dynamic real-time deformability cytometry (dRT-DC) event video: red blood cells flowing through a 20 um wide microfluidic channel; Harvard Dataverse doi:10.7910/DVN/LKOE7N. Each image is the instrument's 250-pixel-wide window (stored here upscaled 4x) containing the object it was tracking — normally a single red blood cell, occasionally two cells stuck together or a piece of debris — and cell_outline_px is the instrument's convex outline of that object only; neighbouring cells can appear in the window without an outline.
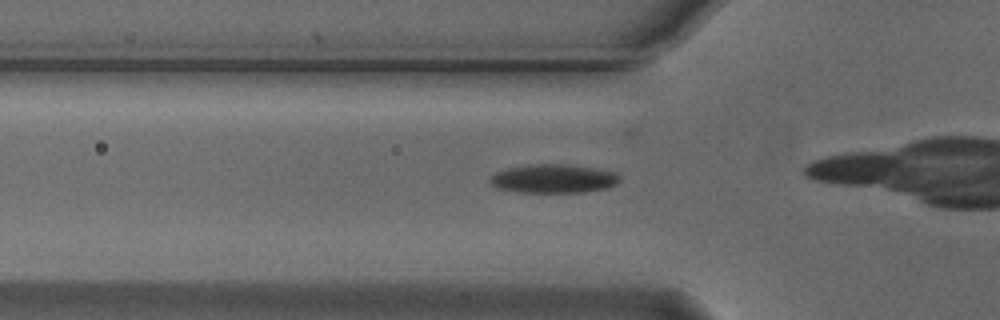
{"species": "Egyptian fruit bat (a non-hibernating species)", "species_latin": "Rousettus aegyptiacus", "temperature_condition": "cold", "stored_images_in_passage": 14, "camera_frame_rate_fps": 3000, "um_per_image_px": 0.085, "animal": {"sex": "male"}, "frame": {"image": 1, "passage_image": 10, "time_ms": 3.0, "image_size_px": [1000, 320], "cell_outline_px": [[620, 180], [616, 184], [608, 188], [584, 192], [520, 192], [496, 188], [488, 180], [496, 172], [508, 168], [528, 164], [568, 164], [596, 168], [616, 172], [620, 176]], "centroid_in_image_um": [47.07, 15.18], "position_along_channel_um": 78.7, "area_um2": 21.85}}